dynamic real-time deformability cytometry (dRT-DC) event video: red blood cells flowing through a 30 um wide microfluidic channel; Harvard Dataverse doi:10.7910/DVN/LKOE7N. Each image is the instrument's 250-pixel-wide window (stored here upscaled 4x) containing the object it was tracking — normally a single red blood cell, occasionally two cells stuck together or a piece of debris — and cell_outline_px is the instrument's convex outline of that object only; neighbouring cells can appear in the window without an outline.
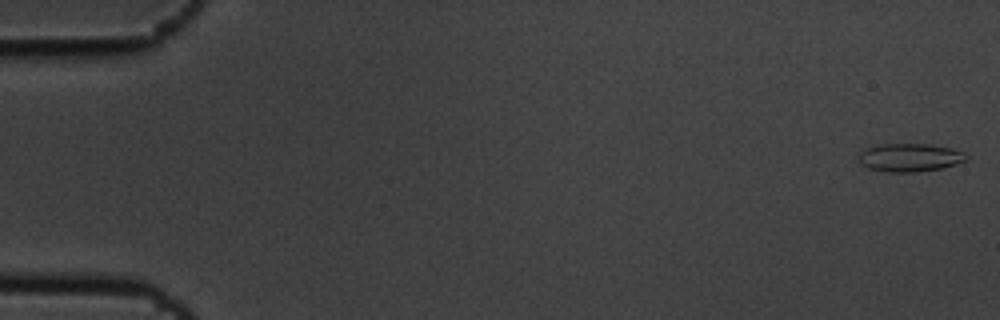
{"species": "common noctule bat (a hibernating species)", "species_latin": "Nyctalus noctula", "temperature_condition": "cold", "stored_images_in_passage": 15, "camera_frame_rate_fps": 3000, "um_per_image_px": 0.085, "animal": {"sex": "male", "body_mass_g": 19.5, "forearm_length_mm": 54.6}, "frame": {"image": 1, "passage_image": 1, "time_ms": 0.0, "image_size_px": [1000, 320], "cell_outline_px": [[968, 160], [944, 168], [916, 172], [884, 172], [868, 168], [856, 156], [860, 152], [876, 144], [928, 144], [952, 148], [964, 152], [968, 156]], "centroid_in_image_um": [77.36, 13.39], "position_along_channel_um": 7.6, "area_um2": 17.86}}
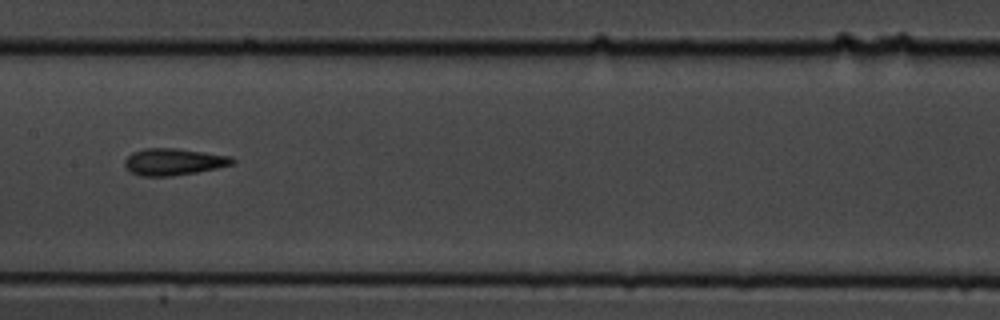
{"frame": {"image": 2, "passage_image": 8, "time_ms": 2.333, "image_size_px": [1000, 320], "cell_outline_px": [[236, 160], [232, 164], [216, 168], [196, 172], [172, 176], [140, 176], [132, 172], [124, 164], [124, 160], [132, 152], [144, 148], [176, 148], [232, 156]], "centroid_in_image_um": [14.75, 13.74], "position_along_channel_um": 192.6, "area_um2": 16.76}}
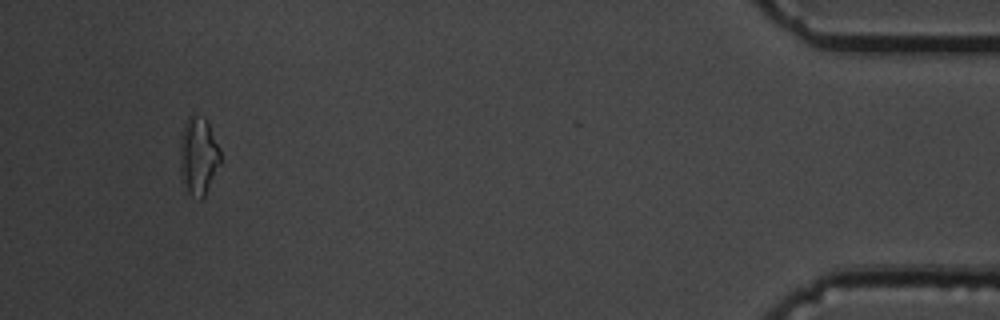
{"frame": {"image": 3, "passage_image": 14, "time_ms": 4.333, "image_size_px": [1000, 320], "cell_outline_px": [[220, 164], [204, 196], [200, 200], [192, 196], [188, 192], [180, 176], [180, 136], [184, 124], [188, 116], [192, 112], [204, 116], [208, 120], [220, 148]], "centroid_in_image_um": [16.86, 13.19], "position_along_channel_um": 418.3, "area_um2": 18.79}}